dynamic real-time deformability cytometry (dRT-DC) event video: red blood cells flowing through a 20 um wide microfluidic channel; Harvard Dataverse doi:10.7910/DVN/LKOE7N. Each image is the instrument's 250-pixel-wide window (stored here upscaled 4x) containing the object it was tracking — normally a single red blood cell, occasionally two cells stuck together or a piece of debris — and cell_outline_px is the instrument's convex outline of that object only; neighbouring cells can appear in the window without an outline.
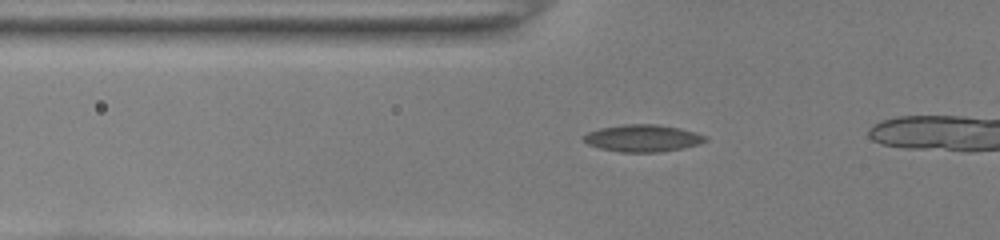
{"species": "common noctule bat (a hibernating species)", "species_latin": "Nyctalus noctula", "temperature_condition": "room temperature", "stored_images_in_passage": 33, "camera_frame_rate_fps": 3000, "um_per_image_px": 0.085, "animal": {"sex": "female", "body_mass_g": 22.0, "forearm_length_mm": 56.7}, "frame": {"image": 1, "passage_image": 8, "time_ms": 2.333, "image_size_px": [1000, 240], "cell_outline_px": [[708, 140], [700, 144], [684, 148], [660, 152], [620, 152], [600, 148], [588, 144], [580, 136], [588, 132], [600, 128], [624, 124], [656, 124], [680, 128], [704, 136]], "centroid_in_image_um": [54.6, 11.75], "position_along_channel_um": 71.2, "area_um2": 19.19}}
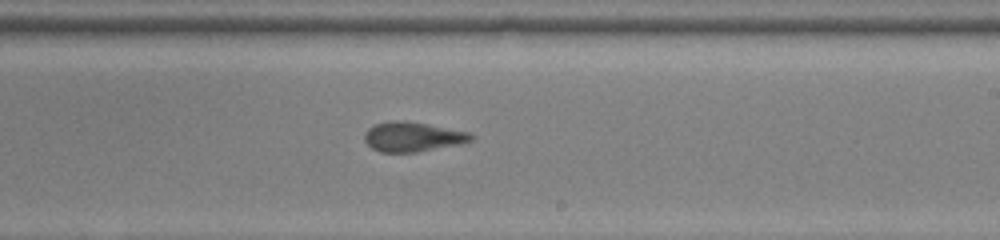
{"frame": {"image": 2, "passage_image": 22, "time_ms": 7.0, "image_size_px": [1000, 240], "cell_outline_px": [[476, 136], [472, 140], [460, 144], [416, 152], [380, 152], [372, 148], [364, 140], [364, 132], [368, 128], [376, 124], [392, 120], [404, 120], [428, 124], [468, 132]], "centroid_in_image_um": [35.06, 11.62], "position_along_channel_um": 253.9, "area_um2": 18.44}}
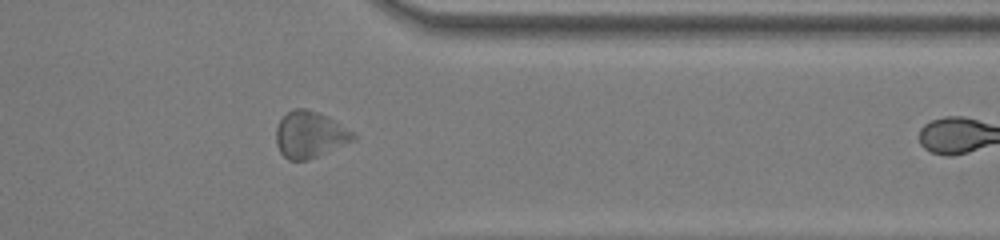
{"frame": {"image": 3, "passage_image": 32, "time_ms": 10.333, "image_size_px": [1000, 240], "cell_outline_px": [[356, 136], [352, 140], [308, 160], [288, 160], [280, 152], [276, 144], [276, 128], [280, 120], [292, 108], [304, 108], [316, 112], [332, 120], [352, 132]], "centroid_in_image_um": [26.26, 11.45], "position_along_channel_um": 385.1, "area_um2": 20.23}}